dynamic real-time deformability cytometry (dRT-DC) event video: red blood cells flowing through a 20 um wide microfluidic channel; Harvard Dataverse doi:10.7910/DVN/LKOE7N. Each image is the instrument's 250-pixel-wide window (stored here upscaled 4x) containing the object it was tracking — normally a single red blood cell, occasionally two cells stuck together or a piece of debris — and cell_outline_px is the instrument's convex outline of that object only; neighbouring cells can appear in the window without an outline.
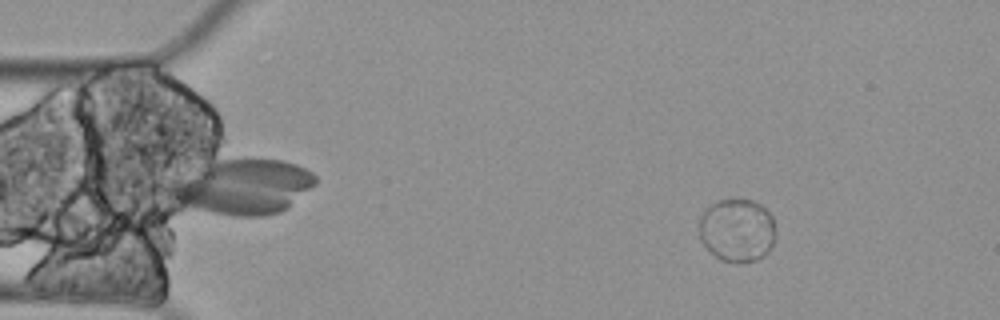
{"species": "Egyptian fruit bat (a non-hibernating species)", "species_latin": "Rousettus aegyptiacus", "temperature_condition": "cold", "stored_images_in_passage": 5, "camera_frame_rate_fps": 3000, "um_per_image_px": 0.085, "animal": {"sex": "female"}, "frame": {"image": 1, "passage_image": 2, "time_ms": 0.333, "image_size_px": [1000, 320], "cell_outline_px": [[776, 236], [768, 252], [764, 256], [756, 260], [720, 260], [700, 240], [700, 216], [704, 208], [716, 200], [752, 200], [760, 204], [772, 216]], "centroid_in_image_um": [62.65, 19.53], "position_along_channel_um": 22.3, "area_um2": 27.86}}